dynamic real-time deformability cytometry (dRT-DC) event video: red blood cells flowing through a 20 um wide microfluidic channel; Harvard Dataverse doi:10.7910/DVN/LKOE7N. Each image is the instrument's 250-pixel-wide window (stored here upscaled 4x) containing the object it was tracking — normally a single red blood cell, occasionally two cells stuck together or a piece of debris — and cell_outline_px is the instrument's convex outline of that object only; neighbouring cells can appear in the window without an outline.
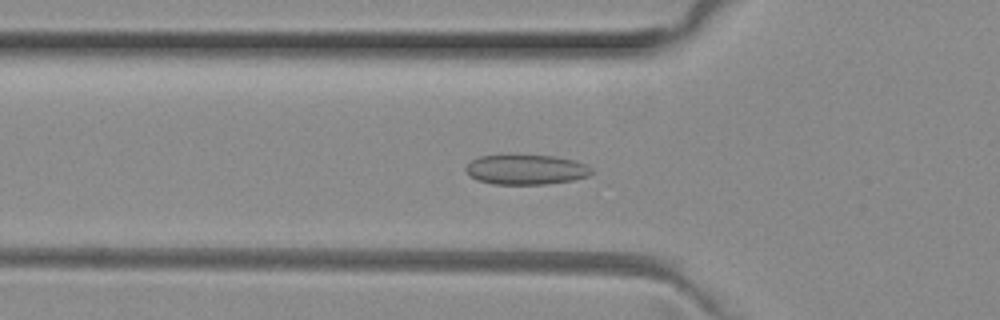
{"species": "common noctule bat (a hibernating species)", "species_latin": "Nyctalus noctula", "temperature_condition": "room temperature", "stored_images_in_passage": 34, "camera_frame_rate_fps": 3000, "um_per_image_px": 0.085, "animal": {"sex": "female", "body_mass_g": 29.2, "forearm_length_mm": 56.3}, "frame": {"image": 1, "passage_image": 4, "time_ms": 1.0, "image_size_px": [1000, 320], "cell_outline_px": [[596, 172], [588, 176], [572, 180], [548, 184], [492, 184], [476, 180], [464, 168], [472, 160], [480, 156], [508, 152], [556, 156], [572, 160], [584, 164], [592, 168]], "centroid_in_image_um": [44.7, 14.37], "position_along_channel_um": 81.1, "area_um2": 22.77}}
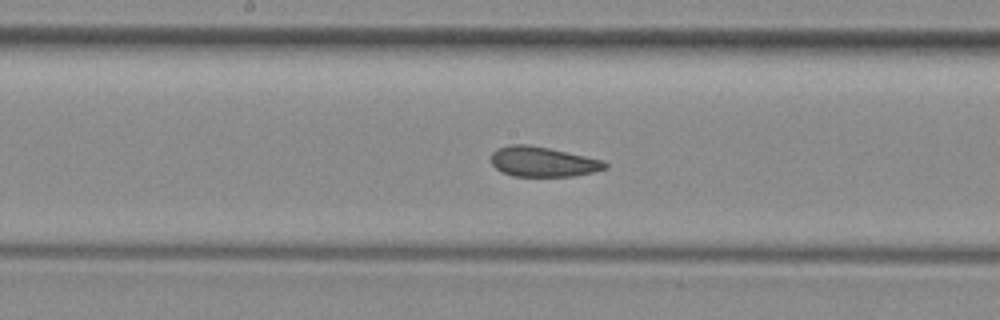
{"frame": {"image": 2, "passage_image": 13, "time_ms": 4.0, "image_size_px": [1000, 320], "cell_outline_px": [[608, 168], [592, 172], [572, 176], [512, 176], [496, 168], [492, 164], [492, 152], [496, 148], [512, 144], [528, 144], [568, 152], [604, 160], [608, 164]], "centroid_in_image_um": [46.16, 13.74], "position_along_channel_um": 202.0, "area_um2": 19.88}}
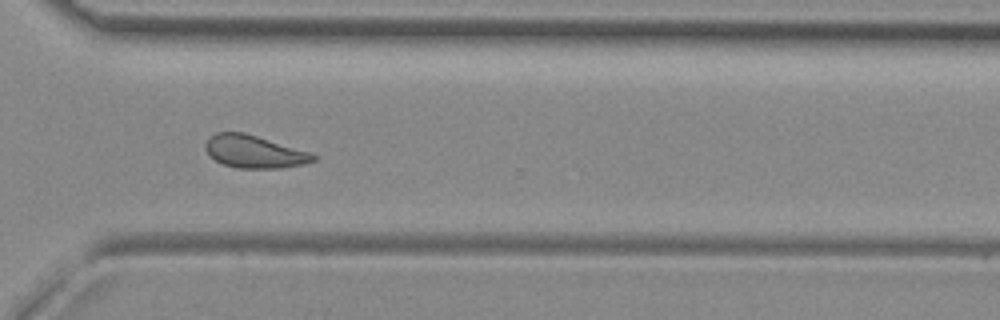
{"frame": {"image": 3, "passage_image": 24, "time_ms": 7.667, "image_size_px": [1000, 320], "cell_outline_px": [[320, 156], [316, 160], [304, 164], [280, 168], [236, 168], [224, 164], [216, 160], [204, 148], [204, 144], [208, 136], [216, 132], [244, 132], [312, 152]], "centroid_in_image_um": [21.64, 12.88], "position_along_channel_um": 349.0, "area_um2": 20.75}, "authors_computed_cell_mechanics": {"area_um2": 20.6635, "velocity_mm_per_s": 4.0086, "shape_relaxation_time_tau1_ms": null, "shape_relaxation_time_tau2_ms": 1.6223, "deformation_change_tau1": null, "deformation_change_tau2": 0.0691}}